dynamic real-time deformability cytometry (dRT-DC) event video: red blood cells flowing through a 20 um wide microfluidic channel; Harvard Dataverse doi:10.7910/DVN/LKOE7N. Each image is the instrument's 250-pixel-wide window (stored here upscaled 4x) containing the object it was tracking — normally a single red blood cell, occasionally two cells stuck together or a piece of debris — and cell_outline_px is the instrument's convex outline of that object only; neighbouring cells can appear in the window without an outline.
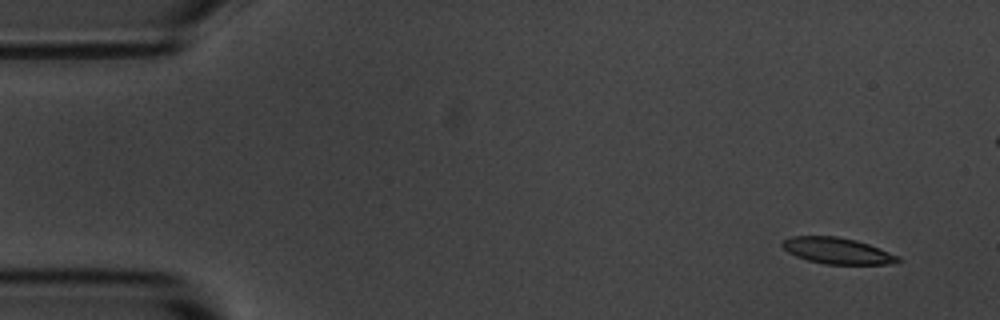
{"species": "common noctule bat (a hibernating species)", "species_latin": "Nyctalus noctula", "temperature_condition": "room temperature", "stored_images_in_passage": 7, "camera_frame_rate_fps": 3000, "um_per_image_px": 0.085, "animal": {"sex": "male", "body_mass_g": 20.1, "forearm_length_mm": 53.5}, "frame": {"image": 1, "passage_image": 1, "time_ms": 0.0, "image_size_px": [1000, 320], "cell_outline_px": [[904, 260], [896, 264], [824, 264], [808, 260], [796, 256], [788, 252], [780, 244], [784, 240], [792, 236], [836, 236], [856, 240], [880, 248], [900, 256]], "centroid_in_image_um": [71.23, 21.32], "position_along_channel_um": 13.8, "area_um2": 17.8}}
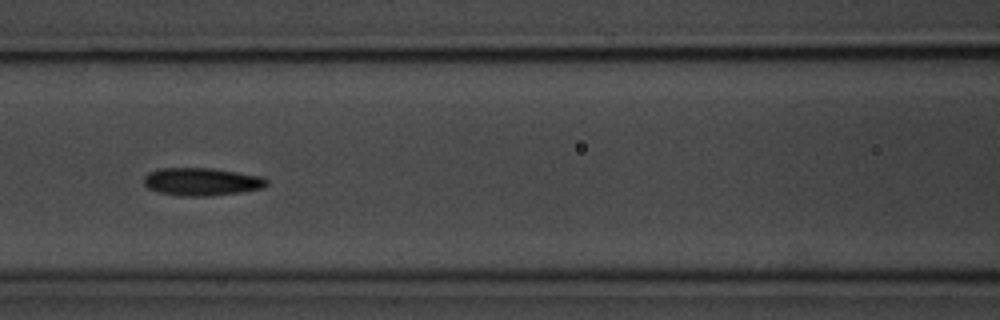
{"frame": {"image": 2, "passage_image": 7, "time_ms": 6.667, "image_size_px": [1000, 320], "cell_outline_px": [[268, 184], [264, 188], [240, 192], [212, 196], [176, 196], [160, 192], [148, 188], [144, 184], [144, 176], [148, 172], [160, 168], [212, 168], [260, 176], [268, 180]], "centroid_in_image_um": [17.13, 15.45], "position_along_channel_um": 149.5, "area_um2": 20.0}}